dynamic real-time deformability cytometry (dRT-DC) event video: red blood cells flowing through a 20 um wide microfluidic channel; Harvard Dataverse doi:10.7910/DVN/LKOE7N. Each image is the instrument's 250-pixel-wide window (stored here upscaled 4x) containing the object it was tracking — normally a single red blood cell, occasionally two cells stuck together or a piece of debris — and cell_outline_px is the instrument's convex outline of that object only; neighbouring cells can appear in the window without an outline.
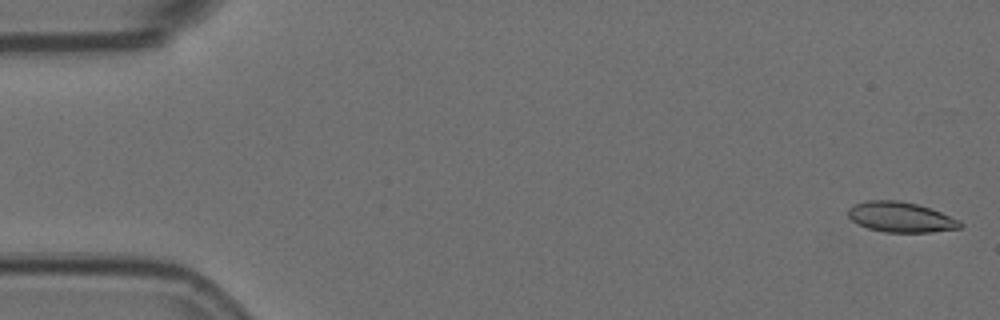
{"species": "Egyptian fruit bat (a non-hibernating species)", "species_latin": "Rousettus aegyptiacus", "temperature_condition": "room temperature", "stored_images_in_passage": 8, "camera_frame_rate_fps": 3000, "um_per_image_px": 0.085, "animal": {"sex": "female"}, "frame": {"image": 1, "passage_image": 2, "time_ms": 0.333, "image_size_px": [1000, 320], "cell_outline_px": [[964, 224], [960, 228], [932, 232], [884, 232], [868, 228], [852, 220], [848, 216], [848, 208], [856, 204], [868, 200], [900, 200], [916, 204], [940, 212], [960, 220]], "centroid_in_image_um": [76.57, 18.45], "position_along_channel_um": 8.4, "area_um2": 19.59}}